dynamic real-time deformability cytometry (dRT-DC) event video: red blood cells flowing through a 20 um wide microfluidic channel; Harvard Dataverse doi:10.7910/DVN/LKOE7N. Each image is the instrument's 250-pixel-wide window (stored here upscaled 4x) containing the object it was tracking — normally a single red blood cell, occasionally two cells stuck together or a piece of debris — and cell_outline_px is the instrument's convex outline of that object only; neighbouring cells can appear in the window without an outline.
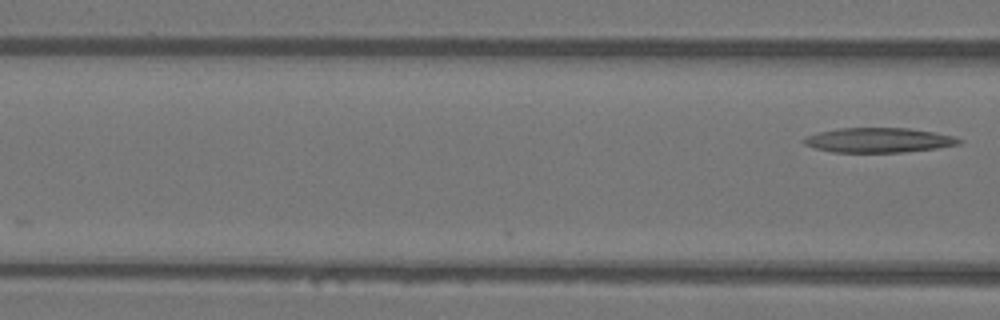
{"species": "Egyptian fruit bat (a non-hibernating species)", "species_latin": "Rousettus aegyptiacus", "temperature_condition": "warm", "stored_images_in_passage": 4, "camera_frame_rate_fps": 3000, "um_per_image_px": 0.085, "animal": {"sex": "female"}, "frame": {"image": 1, "passage_image": 4, "time_ms": 1.0, "image_size_px": [1000, 320], "cell_outline_px": [[960, 144], [936, 148], [904, 152], [832, 152], [816, 148], [804, 144], [800, 140], [808, 136], [820, 132], [840, 128], [908, 128], [932, 132], [952, 136], [960, 140]], "centroid_in_image_um": [74.65, 11.91], "position_along_channel_um": 92.0, "area_um2": 22.02}}